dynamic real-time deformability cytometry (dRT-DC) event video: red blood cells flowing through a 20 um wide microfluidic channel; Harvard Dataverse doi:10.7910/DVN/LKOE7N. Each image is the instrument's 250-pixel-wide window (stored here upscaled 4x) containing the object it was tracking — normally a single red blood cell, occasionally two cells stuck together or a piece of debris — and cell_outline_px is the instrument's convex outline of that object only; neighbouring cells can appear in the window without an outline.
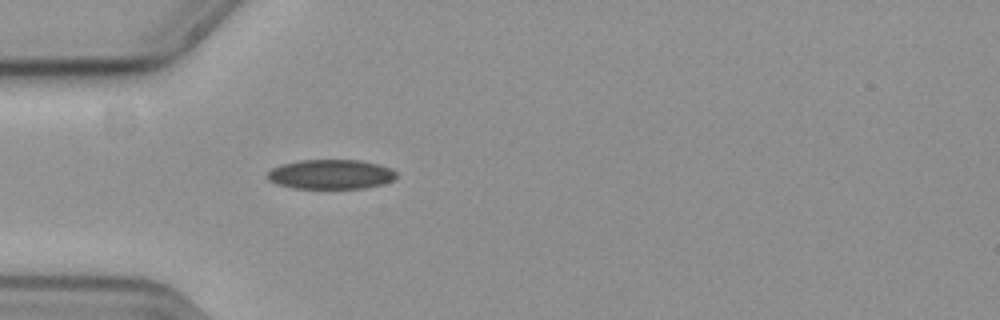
{"species": "common noctule bat (a hibernating species)", "species_latin": "Nyctalus noctula", "temperature_condition": "cold", "stored_images_in_passage": 19, "camera_frame_rate_fps": 3000, "um_per_image_px": 0.085, "animal": {"sex": "female", "body_mass_g": 19.3, "forearm_length_mm": 54.1}, "frame": {"image": 1, "passage_image": 1, "time_ms": 0.0, "image_size_px": [1000, 320], "cell_outline_px": [[396, 176], [392, 180], [380, 184], [364, 188], [292, 188], [276, 184], [268, 180], [264, 176], [272, 168], [284, 164], [300, 160], [360, 160], [380, 164], [392, 168], [396, 172]], "centroid_in_image_um": [28.09, 14.81], "position_along_channel_um": 56.9, "area_um2": 22.25}}
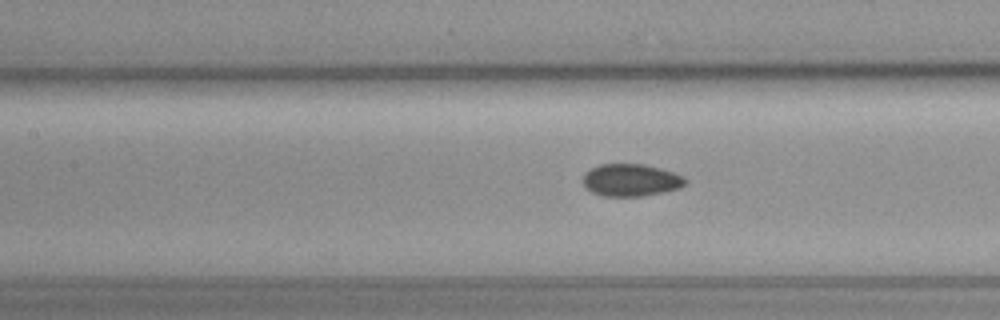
{"frame": {"image": 2, "passage_image": 6, "time_ms": 1.667, "image_size_px": [1000, 320], "cell_outline_px": [[688, 180], [680, 188], [664, 192], [640, 196], [604, 196], [592, 192], [584, 188], [580, 180], [584, 172], [600, 164], [644, 164], [660, 168], [684, 176]], "centroid_in_image_um": [53.58, 15.31], "position_along_channel_um": 153.8, "area_um2": 19.54}}